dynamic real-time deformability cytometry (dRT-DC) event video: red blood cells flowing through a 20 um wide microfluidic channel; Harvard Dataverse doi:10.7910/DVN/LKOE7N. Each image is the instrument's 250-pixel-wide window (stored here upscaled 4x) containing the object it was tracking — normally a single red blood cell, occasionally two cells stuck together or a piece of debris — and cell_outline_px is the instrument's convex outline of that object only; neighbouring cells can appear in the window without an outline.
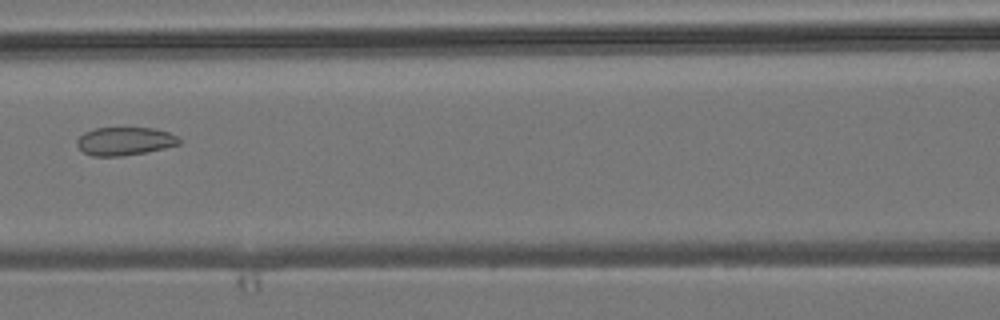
{"species": "common noctule bat (a hibernating species)", "species_latin": "Nyctalus noctula", "temperature_condition": "room temperature", "stored_images_in_passage": 6, "camera_frame_rate_fps": 3000, "um_per_image_px": 0.085, "animal": {"sex": "male", "body_mass_g": 19.2, "forearm_length_mm": 51.8}, "frame": {"image": 1, "passage_image": 6, "time_ms": 6.333, "image_size_px": [1000, 320], "cell_outline_px": [[180, 144], [164, 148], [144, 152], [120, 156], [92, 156], [84, 152], [76, 144], [76, 140], [84, 132], [96, 128], [156, 128], [168, 132], [176, 136], [180, 140]], "centroid_in_image_um": [10.59, 11.99], "position_along_channel_um": 156.0, "area_um2": 16.65}}